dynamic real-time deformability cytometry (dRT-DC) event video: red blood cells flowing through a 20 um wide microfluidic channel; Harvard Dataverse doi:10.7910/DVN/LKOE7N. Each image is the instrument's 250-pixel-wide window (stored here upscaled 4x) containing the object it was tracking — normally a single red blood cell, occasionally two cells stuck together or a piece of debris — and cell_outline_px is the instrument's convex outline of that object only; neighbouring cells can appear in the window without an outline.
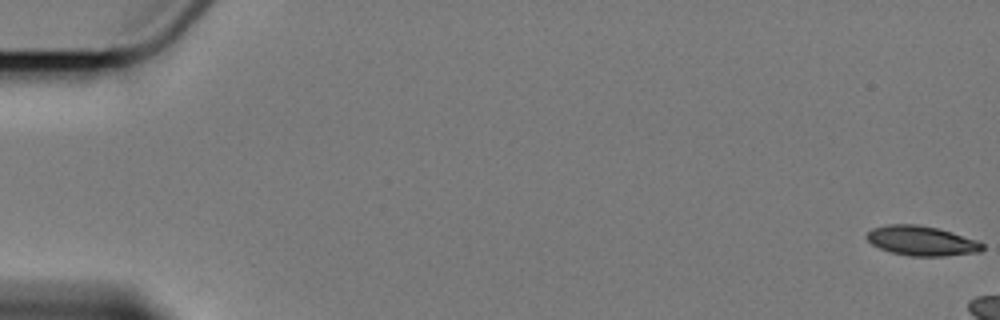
{"species": "Egyptian fruit bat (a non-hibernating species)", "species_latin": "Rousettus aegyptiacus", "temperature_condition": "cold", "stored_images_in_passage": 4, "camera_frame_rate_fps": 3000, "um_per_image_px": 0.085, "animal": {"sex": "female"}, "frame": {"image": 1, "passage_image": 1, "time_ms": 0.0, "image_size_px": [1000, 320], "cell_outline_px": [[984, 248], [980, 252], [944, 256], [908, 256], [892, 252], [880, 248], [872, 244], [864, 236], [872, 228], [888, 224], [916, 224], [936, 228], [952, 232], [976, 240], [984, 244]], "centroid_in_image_um": [78.33, 20.47], "position_along_channel_um": 6.7, "area_um2": 20.0}}